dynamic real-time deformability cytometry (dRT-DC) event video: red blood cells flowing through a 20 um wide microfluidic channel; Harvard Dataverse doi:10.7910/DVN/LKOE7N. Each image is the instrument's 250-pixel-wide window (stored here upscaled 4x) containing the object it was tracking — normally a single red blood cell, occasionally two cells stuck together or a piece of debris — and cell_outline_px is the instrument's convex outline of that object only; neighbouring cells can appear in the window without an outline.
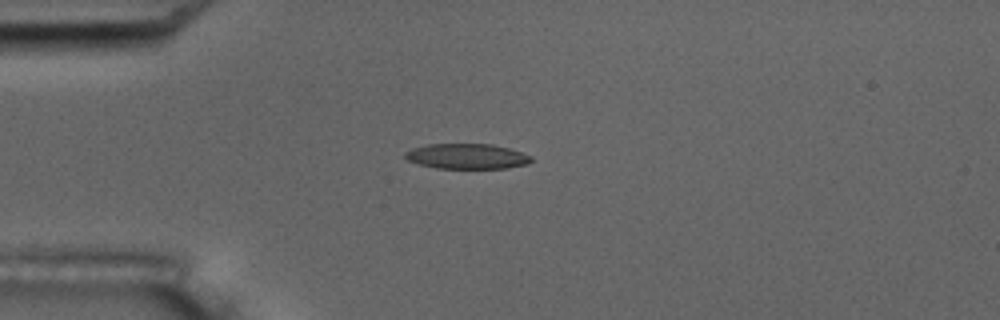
{"species": "common noctule bat (a hibernating species)", "species_latin": "Nyctalus noctula", "temperature_condition": "room temperature", "stored_images_in_passage": 6, "camera_frame_rate_fps": 3000, "um_per_image_px": 0.085, "animal": {"sex": "male", "body_mass_g": 17.5, "forearm_length_mm": 52.3}, "frame": {"image": 1, "passage_image": 4, "time_ms": 4.0, "image_size_px": [1000, 320], "cell_outline_px": [[532, 160], [528, 164], [508, 168], [436, 168], [420, 164], [408, 160], [404, 156], [404, 152], [412, 148], [428, 144], [492, 144], [508, 148], [532, 156]], "centroid_in_image_um": [39.69, 13.28], "position_along_channel_um": 45.3, "area_um2": 18.5}}